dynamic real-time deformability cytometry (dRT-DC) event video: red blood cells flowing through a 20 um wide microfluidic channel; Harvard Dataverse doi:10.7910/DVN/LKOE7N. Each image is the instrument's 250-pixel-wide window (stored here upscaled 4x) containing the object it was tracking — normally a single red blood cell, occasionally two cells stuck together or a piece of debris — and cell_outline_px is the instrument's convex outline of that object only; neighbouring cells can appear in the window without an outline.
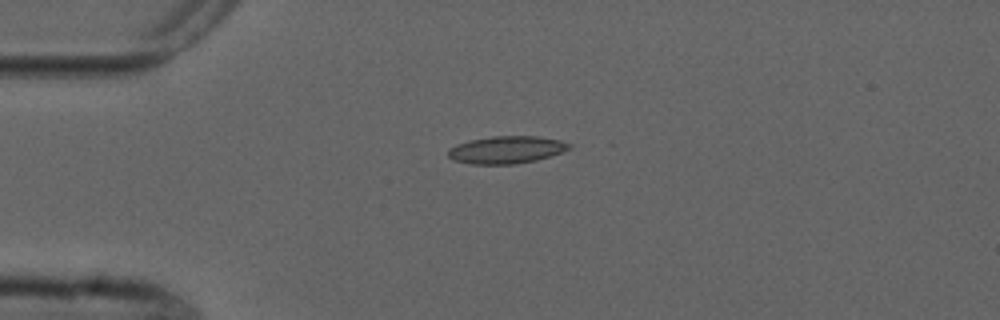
{"species": "common noctule bat (a hibernating species)", "species_latin": "Nyctalus noctula", "temperature_condition": "cold", "stored_images_in_passage": 2, "camera_frame_rate_fps": 3000, "um_per_image_px": 0.085, "animal": {"sex": "male", "forearm_length_mm": 52.5}, "frame": {"image": 1, "passage_image": 1, "time_ms": 0.0, "image_size_px": [1000, 320], "cell_outline_px": [[572, 144], [568, 148], [560, 152], [536, 160], [512, 164], [472, 164], [452, 160], [448, 156], [448, 148], [456, 144], [468, 140], [492, 136], [536, 136], [560, 140]], "centroid_in_image_um": [42.98, 12.72], "position_along_channel_um": 42.0, "area_um2": 19.25}}